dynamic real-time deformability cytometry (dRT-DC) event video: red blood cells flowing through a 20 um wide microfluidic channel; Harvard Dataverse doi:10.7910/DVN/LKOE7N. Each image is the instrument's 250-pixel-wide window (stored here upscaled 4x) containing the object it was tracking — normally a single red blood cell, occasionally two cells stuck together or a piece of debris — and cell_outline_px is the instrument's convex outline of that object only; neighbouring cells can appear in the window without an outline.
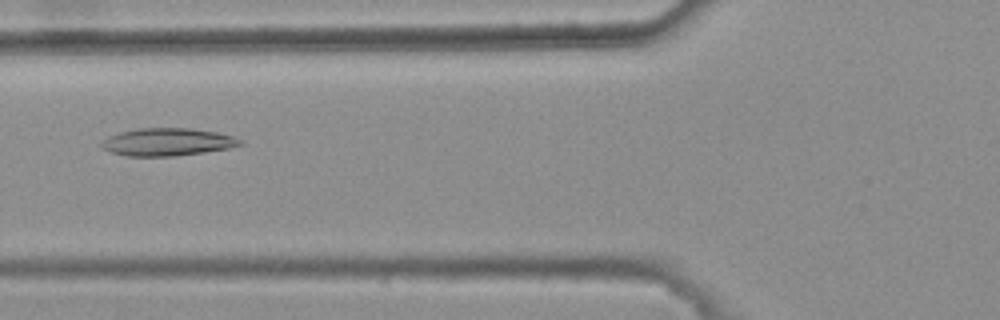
{"species": "common noctule bat (a hibernating species)", "species_latin": "Nyctalus noctula", "temperature_condition": "warm", "stored_images_in_passage": 33, "camera_frame_rate_fps": 3000, "um_per_image_px": 0.085, "animal": {"sex": "female", "body_mass_g": 25.1}, "frame": {"image": 1, "passage_image": 5, "time_ms": 1.333, "image_size_px": [1000, 320], "cell_outline_px": [[244, 144], [228, 148], [204, 152], [176, 156], [128, 156], [112, 152], [100, 148], [100, 144], [108, 136], [120, 132], [140, 128], [188, 128], [216, 132], [232, 136], [244, 140]], "centroid_in_image_um": [14.24, 12.07], "position_along_channel_um": 111.6, "area_um2": 22.31}}
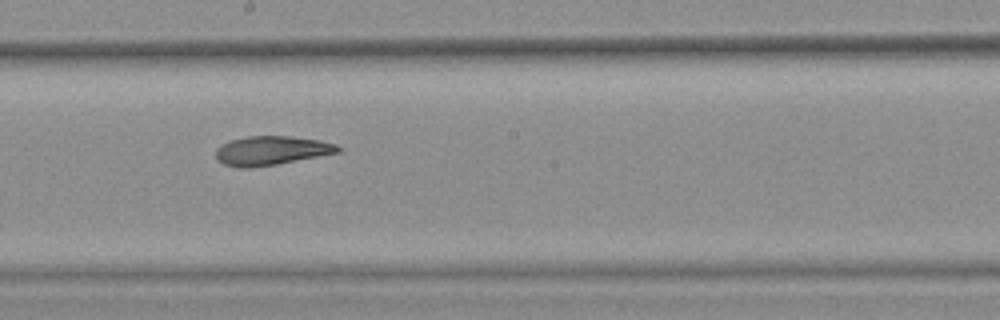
{"frame": {"image": 2, "passage_image": 14, "time_ms": 4.333, "image_size_px": [1000, 320], "cell_outline_px": [[344, 148], [340, 152], [276, 164], [248, 168], [240, 168], [224, 164], [216, 160], [216, 148], [232, 140], [248, 136], [288, 136], [320, 140], [336, 144]], "centroid_in_image_um": [23.09, 12.8], "position_along_channel_um": 225.1, "area_um2": 20.58}}
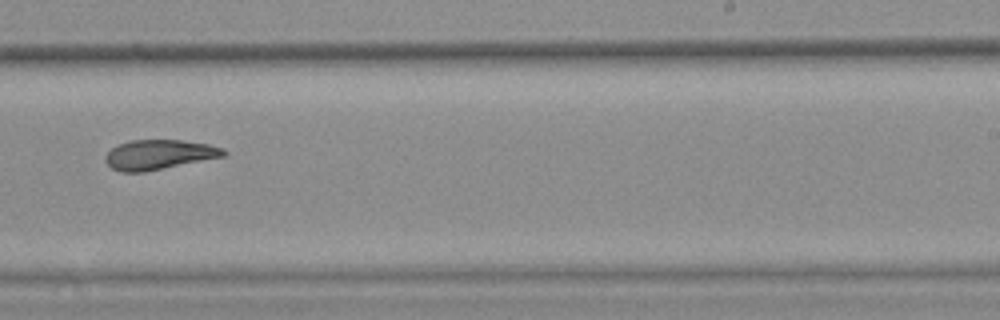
{"frame": {"image": 3, "passage_image": 18, "time_ms": 5.667, "image_size_px": [1000, 320], "cell_outline_px": [[228, 152], [224, 156], [144, 172], [120, 172], [112, 168], [104, 160], [104, 156], [112, 148], [128, 140], [180, 140], [208, 144], [224, 148]], "centroid_in_image_um": [13.5, 13.14], "position_along_channel_um": 275.5, "area_um2": 20.4}, "authors_computed_cell_mechanics": {"area_um2": 21.0392, "velocity_mm_per_s": 3.7906, "shape_relaxation_time_tau1_ms": null, "shape_relaxation_time_tau2_ms": 6.077, "deformation_change_tau1": null, "deformation_change_tau2": 0.1331}}